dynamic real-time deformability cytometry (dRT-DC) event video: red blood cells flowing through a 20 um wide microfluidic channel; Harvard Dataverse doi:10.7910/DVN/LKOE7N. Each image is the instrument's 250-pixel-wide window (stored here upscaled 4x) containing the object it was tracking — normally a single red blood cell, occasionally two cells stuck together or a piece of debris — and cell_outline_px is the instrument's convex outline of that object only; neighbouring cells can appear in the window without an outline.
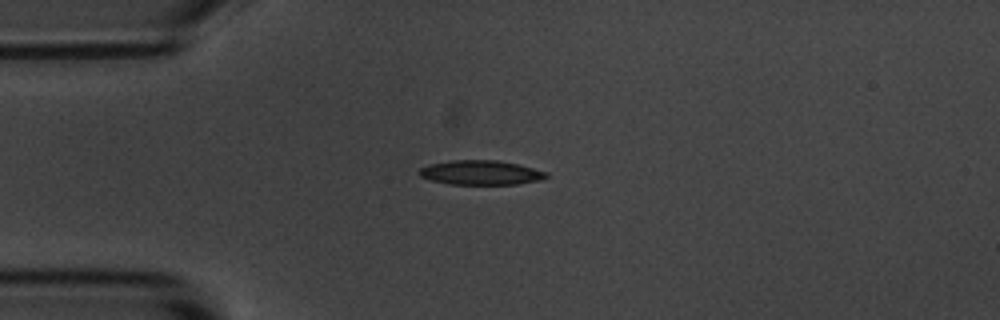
{"species": "common noctule bat (a hibernating species)", "species_latin": "Nyctalus noctula", "temperature_condition": "room temperature", "stored_images_in_passage": 4, "camera_frame_rate_fps": 3000, "um_per_image_px": 0.085, "animal": {"sex": "male", "body_mass_g": 20.1, "forearm_length_mm": 53.5}, "frame": {"image": 1, "passage_image": 4, "time_ms": 4.333, "image_size_px": [1000, 320], "cell_outline_px": [[548, 176], [540, 180], [516, 184], [448, 184], [432, 180], [420, 176], [420, 168], [428, 164], [452, 160], [496, 160], [516, 164], [548, 172]], "centroid_in_image_um": [40.86, 14.67], "position_along_channel_um": 44.1, "area_um2": 17.92}}